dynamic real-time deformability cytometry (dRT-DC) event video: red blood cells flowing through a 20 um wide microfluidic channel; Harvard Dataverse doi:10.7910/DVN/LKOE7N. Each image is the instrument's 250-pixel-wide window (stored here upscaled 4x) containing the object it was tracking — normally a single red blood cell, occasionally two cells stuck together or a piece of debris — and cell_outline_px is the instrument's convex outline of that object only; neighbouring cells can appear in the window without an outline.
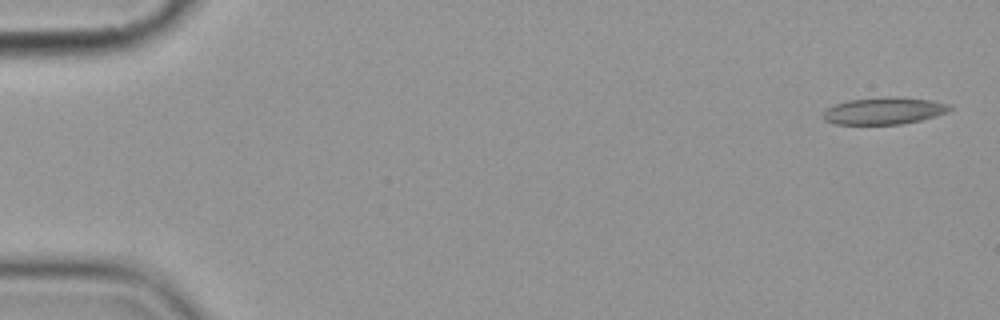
{"species": "common noctule bat (a hibernating species)", "species_latin": "Nyctalus noctula", "temperature_condition": "cold", "stored_images_in_passage": 5, "camera_frame_rate_fps": 3000, "um_per_image_px": 0.085, "animal": {"sex": "female", "body_mass_g": 19.9}, "frame": {"image": 1, "passage_image": 1, "time_ms": 0.0, "image_size_px": [1000, 320], "cell_outline_px": [[952, 108], [948, 112], [936, 116], [920, 120], [900, 124], [836, 124], [824, 120], [824, 112], [828, 108], [836, 104], [848, 100], [932, 100], [952, 104]], "centroid_in_image_um": [75.17, 9.48], "position_along_channel_um": 9.8, "area_um2": 18.67}}
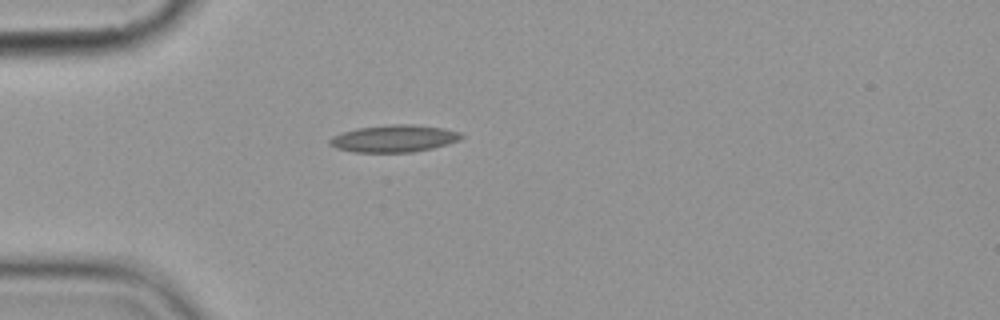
{"frame": {"image": 2, "passage_image": 5, "time_ms": 4.667, "image_size_px": [1000, 320], "cell_outline_px": [[464, 136], [460, 140], [448, 144], [432, 148], [412, 152], [356, 152], [336, 148], [328, 144], [328, 140], [332, 136], [356, 128], [392, 124], [412, 124], [444, 128], [460, 132]], "centroid_in_image_um": [33.5, 11.77], "position_along_channel_um": 51.5, "area_um2": 20.87}}